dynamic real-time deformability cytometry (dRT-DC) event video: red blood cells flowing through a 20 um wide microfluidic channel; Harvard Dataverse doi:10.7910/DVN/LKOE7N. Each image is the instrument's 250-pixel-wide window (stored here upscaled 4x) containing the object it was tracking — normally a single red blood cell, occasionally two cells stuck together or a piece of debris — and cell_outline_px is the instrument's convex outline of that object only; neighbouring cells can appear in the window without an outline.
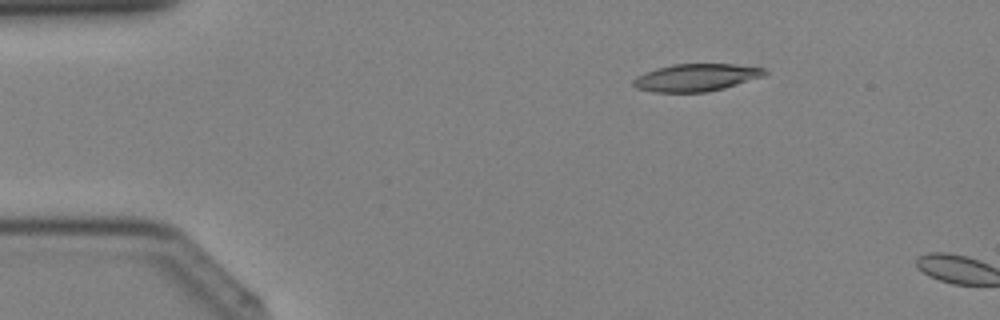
{"species": "Egyptian fruit bat (a non-hibernating species)", "species_latin": "Rousettus aegyptiacus", "temperature_condition": "cold", "stored_images_in_passage": 8, "camera_frame_rate_fps": 3000, "um_per_image_px": 0.085, "animal": {"sex": "female"}, "frame": {"image": 1, "passage_image": 7, "time_ms": 2.0, "image_size_px": [1000, 320], "cell_outline_px": [[768, 72], [764, 76], [724, 88], [708, 92], [652, 92], [636, 88], [632, 84], [632, 80], [636, 76], [644, 72], [656, 68], [672, 64], [736, 64], [768, 68]], "centroid_in_image_um": [59.17, 6.58], "position_along_channel_um": 25.8, "area_um2": 21.27}}